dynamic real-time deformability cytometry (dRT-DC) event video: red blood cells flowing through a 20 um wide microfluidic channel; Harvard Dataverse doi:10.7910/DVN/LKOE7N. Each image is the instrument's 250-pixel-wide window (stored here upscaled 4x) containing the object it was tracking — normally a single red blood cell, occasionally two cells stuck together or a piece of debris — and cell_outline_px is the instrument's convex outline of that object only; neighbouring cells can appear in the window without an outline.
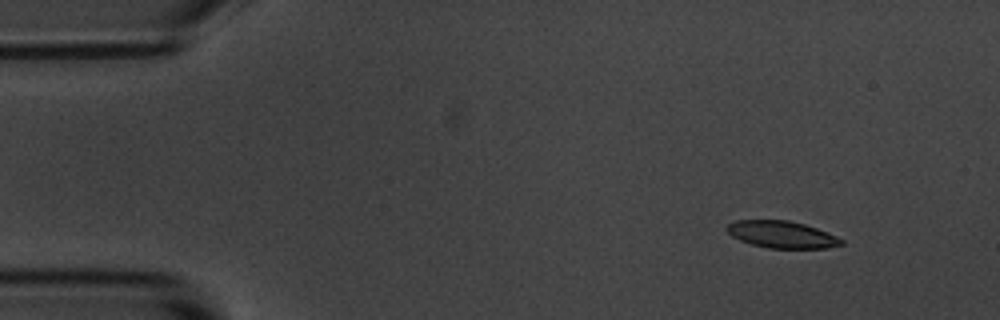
{"species": "common noctule bat (a hibernating species)", "species_latin": "Nyctalus noctula", "temperature_condition": "room temperature", "stored_images_in_passage": 6, "camera_frame_rate_fps": 3000, "um_per_image_px": 0.085, "animal": {"sex": "male", "body_mass_g": 20.1, "forearm_length_mm": 53.5}, "frame": {"image": 1, "passage_image": 1, "time_ms": 0.0, "image_size_px": [1000, 320], "cell_outline_px": [[844, 244], [828, 248], [768, 248], [752, 244], [740, 240], [732, 236], [724, 228], [728, 224], [736, 220], [788, 220], [804, 224], [816, 228], [836, 236], [844, 240]], "centroid_in_image_um": [66.45, 19.93], "position_along_channel_um": 18.6, "area_um2": 17.98}}
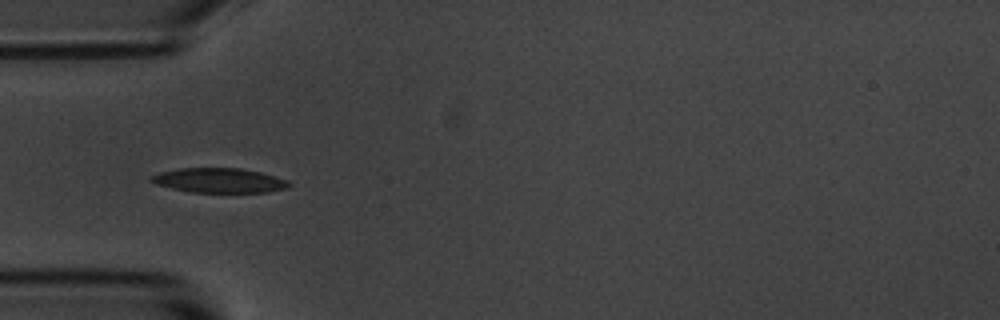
{"frame": {"image": 2, "passage_image": 4, "time_ms": 3.667, "image_size_px": [1000, 320], "cell_outline_px": [[292, 184], [288, 188], [268, 192], [192, 192], [172, 188], [156, 184], [148, 180], [152, 176], [160, 172], [180, 168], [240, 168], [260, 172], [288, 180]], "centroid_in_image_um": [18.66, 15.33], "position_along_channel_um": 66.3, "area_um2": 19.71}}
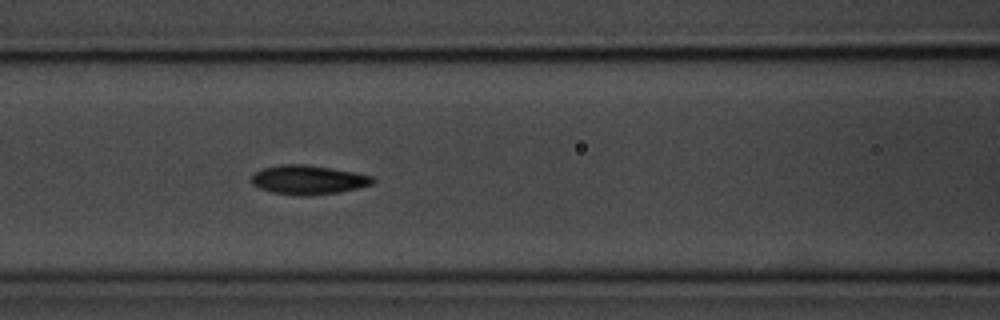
{"frame": {"image": 3, "passage_image": 6, "time_ms": 5.667, "image_size_px": [1000, 320], "cell_outline_px": [[376, 180], [372, 184], [340, 192], [272, 192], [260, 188], [252, 184], [252, 172], [264, 168], [280, 164], [304, 164], [332, 168], [356, 172], [372, 176]], "centroid_in_image_um": [26.21, 15.21], "position_along_channel_um": 140.4, "area_um2": 19.59}}